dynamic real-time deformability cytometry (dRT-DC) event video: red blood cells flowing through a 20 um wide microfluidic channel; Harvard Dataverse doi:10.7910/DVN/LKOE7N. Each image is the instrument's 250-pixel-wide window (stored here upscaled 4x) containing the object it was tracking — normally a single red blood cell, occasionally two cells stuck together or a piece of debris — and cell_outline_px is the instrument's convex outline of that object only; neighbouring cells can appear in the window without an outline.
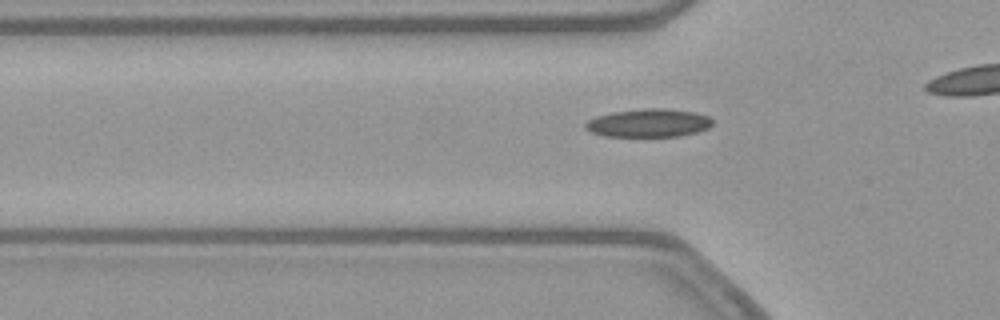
{"species": "common noctule bat (a hibernating species)", "species_latin": "Nyctalus noctula", "temperature_condition": "warm", "stored_images_in_passage": 34, "camera_frame_rate_fps": 3000, "um_per_image_px": 0.085, "animal": {"sex": "female", "body_mass_g": 21.9}, "frame": {"image": 1, "passage_image": 9, "time_ms": 2.667, "image_size_px": [1000, 320], "cell_outline_px": [[712, 124], [708, 128], [696, 132], [680, 136], [604, 136], [592, 132], [584, 128], [584, 124], [588, 120], [596, 116], [612, 112], [644, 108], [664, 108], [696, 112], [708, 116], [712, 120]], "centroid_in_image_um": [55.12, 10.44], "position_along_channel_um": 70.7, "area_um2": 20.92}}
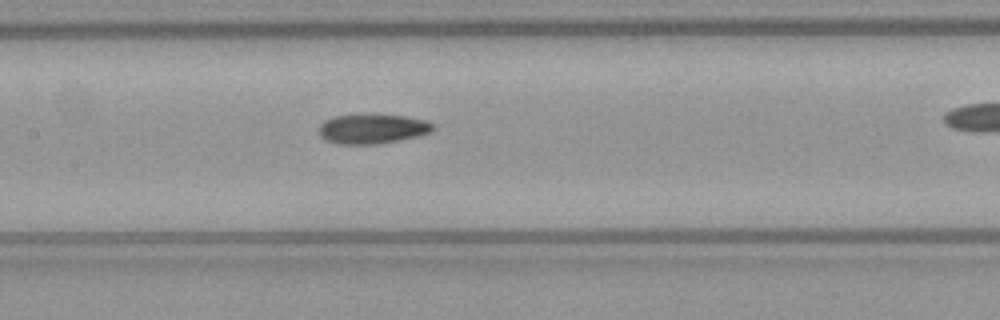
{"frame": {"image": 2, "passage_image": 17, "time_ms": 5.333, "image_size_px": [1000, 320], "cell_outline_px": [[432, 132], [420, 136], [376, 144], [340, 144], [328, 140], [320, 136], [320, 124], [324, 120], [336, 116], [364, 112], [372, 112], [404, 116], [424, 120], [432, 124]], "centroid_in_image_um": [31.64, 10.91], "position_along_channel_um": 175.8, "area_um2": 20.11}}
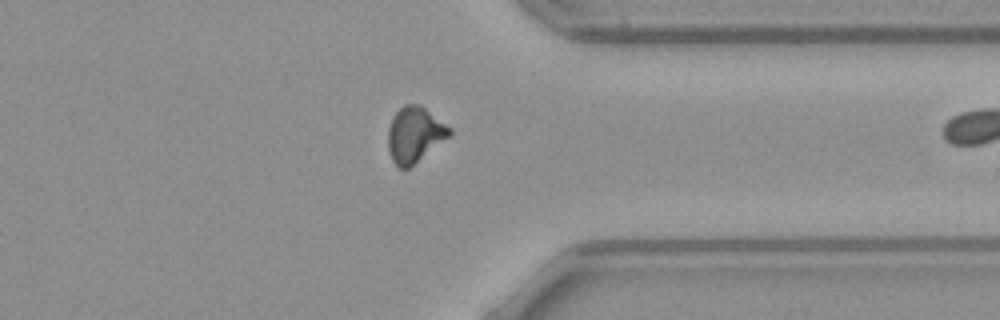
{"frame": {"image": 3, "passage_image": 33, "time_ms": 10.667, "image_size_px": [1000, 320], "cell_outline_px": [[452, 132], [448, 136], [408, 168], [400, 168], [392, 160], [388, 148], [388, 128], [392, 116], [404, 104], [420, 104], [452, 128]], "centroid_in_image_um": [35.22, 11.4], "position_along_channel_um": 376.2, "area_um2": 19.54}}